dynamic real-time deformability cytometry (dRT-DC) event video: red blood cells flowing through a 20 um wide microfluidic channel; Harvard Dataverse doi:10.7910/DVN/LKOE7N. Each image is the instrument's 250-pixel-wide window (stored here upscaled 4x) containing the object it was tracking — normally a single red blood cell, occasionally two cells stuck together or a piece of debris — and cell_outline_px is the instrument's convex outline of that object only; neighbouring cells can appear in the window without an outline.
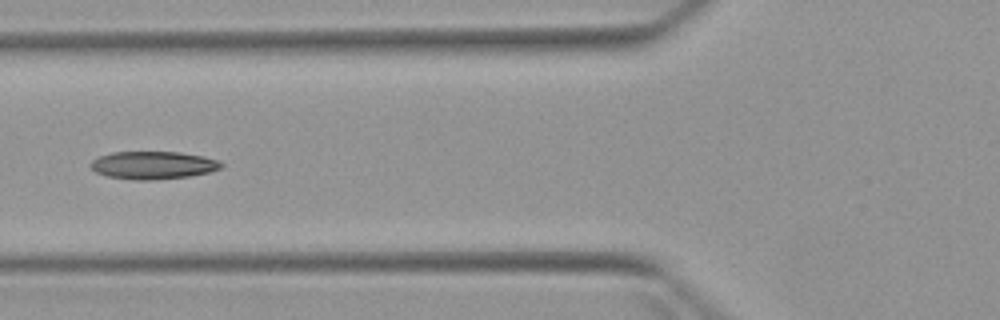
{"species": "Egyptian fruit bat (a non-hibernating species)", "species_latin": "Rousettus aegyptiacus", "temperature_condition": "warm", "stored_images_in_passage": 6, "camera_frame_rate_fps": 3000, "um_per_image_px": 0.085, "animal": {"sex": "female"}, "frame": {"image": 1, "passage_image": 6, "time_ms": 6.0, "image_size_px": [1000, 320], "cell_outline_px": [[224, 164], [220, 168], [208, 172], [188, 176], [156, 180], [132, 180], [108, 176], [96, 172], [88, 164], [92, 160], [100, 156], [112, 152], [180, 152], [204, 156], [220, 160]], "centroid_in_image_um": [13.02, 14.04], "position_along_channel_um": 112.8, "area_um2": 21.21}}